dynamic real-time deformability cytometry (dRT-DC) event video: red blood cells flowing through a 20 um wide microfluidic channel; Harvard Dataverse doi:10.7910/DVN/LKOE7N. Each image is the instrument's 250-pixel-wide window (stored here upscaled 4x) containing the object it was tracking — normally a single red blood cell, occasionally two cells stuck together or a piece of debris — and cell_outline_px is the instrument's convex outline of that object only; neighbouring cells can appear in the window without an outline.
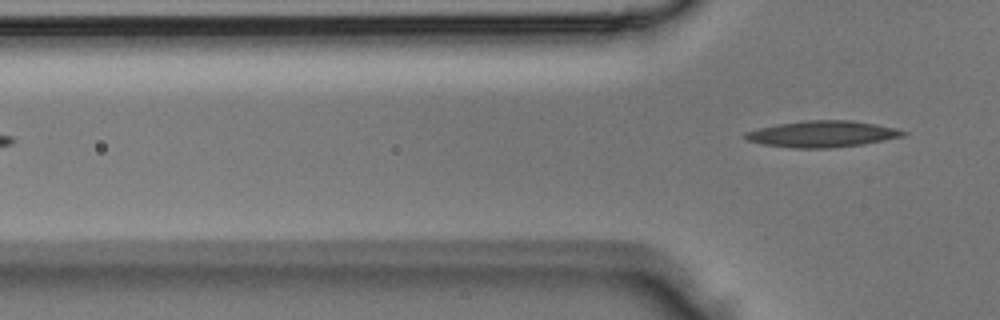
{"species": "Egyptian fruit bat (a non-hibernating species)", "species_latin": "Rousettus aegyptiacus", "temperature_condition": "room temperature", "stored_images_in_passage": 6, "camera_frame_rate_fps": 3000, "um_per_image_px": 0.085, "animal": {"sex": "male"}, "frame": {"image": 1, "passage_image": 6, "time_ms": 1.667, "image_size_px": [1000, 320], "cell_outline_px": [[908, 132], [904, 136], [864, 144], [832, 148], [792, 148], [764, 144], [748, 140], [740, 136], [744, 132], [776, 124], [808, 120], [852, 120], [876, 124]], "centroid_in_image_um": [69.86, 11.39], "position_along_channel_um": 55.9, "area_um2": 24.22}}